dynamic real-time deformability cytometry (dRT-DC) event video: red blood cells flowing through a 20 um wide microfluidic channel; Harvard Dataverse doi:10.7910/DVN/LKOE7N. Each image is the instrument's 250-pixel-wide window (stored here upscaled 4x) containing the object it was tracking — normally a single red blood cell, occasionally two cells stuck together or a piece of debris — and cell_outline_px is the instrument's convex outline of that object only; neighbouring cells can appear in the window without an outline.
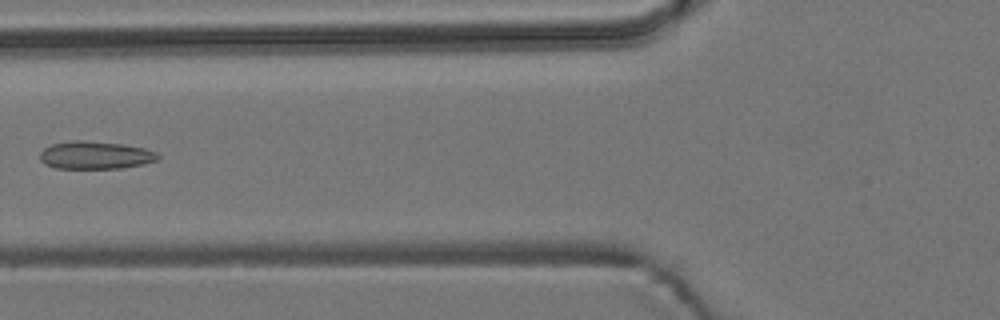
{"species": "common noctule bat (a hibernating species)", "species_latin": "Nyctalus noctula", "temperature_condition": "room temperature", "stored_images_in_passage": 5, "camera_frame_rate_fps": 3000, "um_per_image_px": 0.085, "animal": {"sex": "male", "body_mass_g": 19.2, "forearm_length_mm": 51.8}, "frame": {"image": 1, "passage_image": 4, "time_ms": 4.333, "image_size_px": [1000, 320], "cell_outline_px": [[160, 156], [156, 160], [144, 164], [124, 168], [56, 168], [44, 164], [40, 160], [40, 152], [44, 148], [52, 144], [76, 140], [84, 140], [124, 144], [144, 148], [156, 152]], "centroid_in_image_um": [8.1, 13.19], "position_along_channel_um": 117.7, "area_um2": 19.13}}
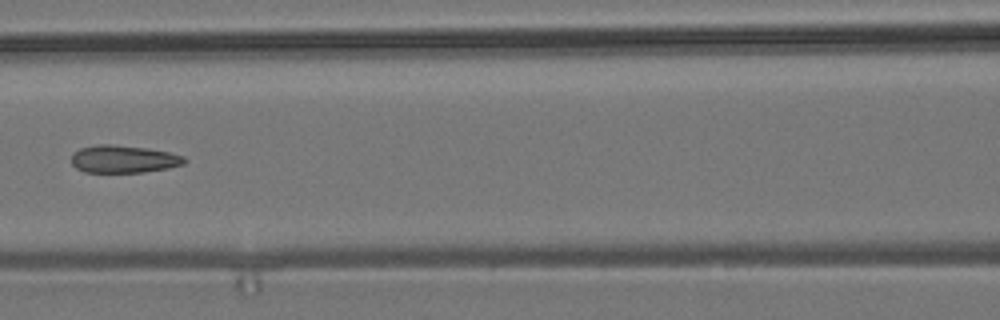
{"frame": {"image": 2, "passage_image": 5, "time_ms": 5.333, "image_size_px": [1000, 320], "cell_outline_px": [[188, 160], [184, 164], [168, 168], [144, 172], [84, 172], [76, 168], [72, 164], [72, 152], [80, 148], [96, 144], [112, 144], [148, 148], [168, 152], [184, 156]], "centroid_in_image_um": [10.5, 13.51], "position_along_channel_um": 156.1, "area_um2": 18.32}}